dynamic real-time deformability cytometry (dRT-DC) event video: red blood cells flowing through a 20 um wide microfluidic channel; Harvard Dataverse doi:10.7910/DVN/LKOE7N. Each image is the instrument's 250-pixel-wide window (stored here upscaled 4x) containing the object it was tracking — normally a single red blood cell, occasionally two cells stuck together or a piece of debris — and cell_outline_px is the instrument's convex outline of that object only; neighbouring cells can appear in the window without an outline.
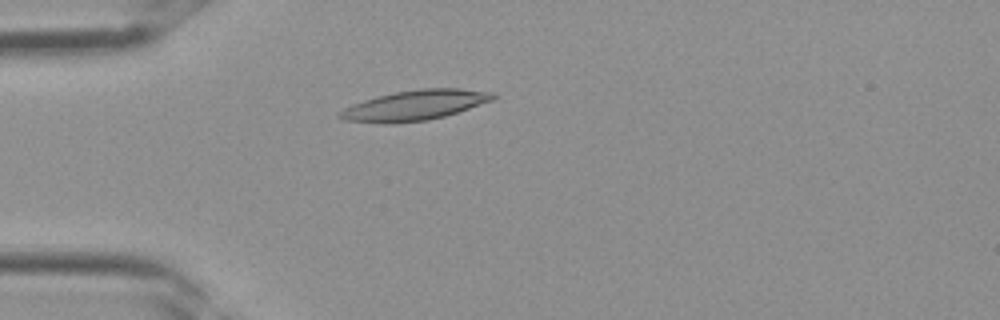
{"species": "Egyptian fruit bat (a non-hibernating species)", "species_latin": "Rousettus aegyptiacus", "temperature_condition": "room temperature", "stored_images_in_passage": 3, "camera_frame_rate_fps": 3000, "um_per_image_px": 0.085, "frame": {"image": 1, "passage_image": 3, "time_ms": 0.667, "image_size_px": [1000, 320], "cell_outline_px": [[496, 96], [492, 100], [444, 116], [428, 120], [388, 124], [384, 124], [344, 120], [336, 116], [336, 112], [352, 104], [376, 96], [396, 92], [420, 88], [460, 88], [492, 92]], "centroid_in_image_um": [35.18, 8.95], "position_along_channel_um": 49.8, "area_um2": 26.88}}